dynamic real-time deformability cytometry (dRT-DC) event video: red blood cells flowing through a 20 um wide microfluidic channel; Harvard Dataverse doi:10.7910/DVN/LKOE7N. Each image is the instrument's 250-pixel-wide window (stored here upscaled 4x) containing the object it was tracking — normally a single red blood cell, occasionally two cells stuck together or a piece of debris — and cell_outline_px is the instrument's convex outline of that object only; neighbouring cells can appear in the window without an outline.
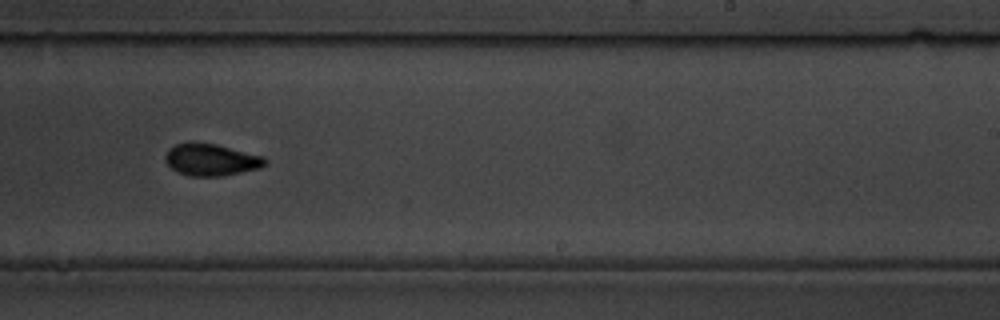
{"species": "common noctule bat (a hibernating species)", "species_latin": "Nyctalus noctula", "temperature_condition": "warm", "stored_images_in_passage": 53, "camera_frame_rate_fps": 3000, "um_per_image_px": 0.085, "animal": {"sex": "male", "body_mass_g": 19.5, "forearm_length_mm": 54.6}, "frame": {"image": 1, "passage_image": 31, "time_ms": 10.0, "image_size_px": [1000, 320], "cell_outline_px": [[268, 164], [260, 168], [224, 176], [188, 176], [176, 172], [164, 160], [164, 156], [168, 148], [176, 144], [188, 140], [216, 144], [264, 156], [268, 160]], "centroid_in_image_um": [17.93, 13.56], "position_along_channel_um": 271.1, "area_um2": 19.13}}
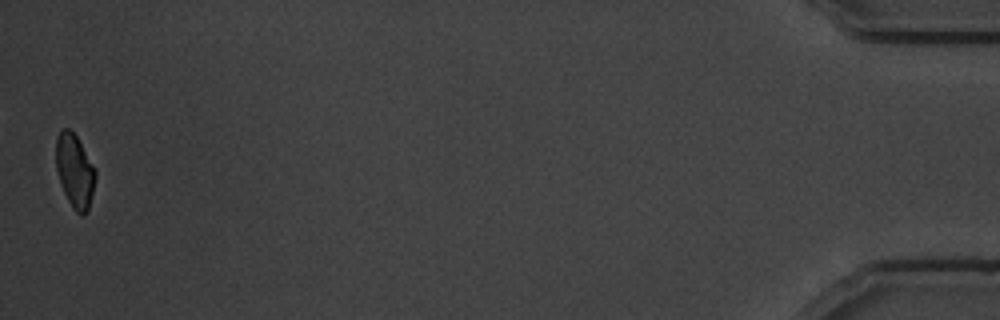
{"frame": {"image": 2, "passage_image": 53, "time_ms": 17.333, "image_size_px": [1000, 320], "cell_outline_px": [[96, 176], [88, 208], [84, 216], [80, 216], [72, 208], [64, 192], [56, 168], [56, 136], [64, 128], [68, 128], [76, 136], [96, 168]], "centroid_in_image_um": [6.36, 14.53], "position_along_channel_um": 428.8, "area_um2": 16.76}, "authors_computed_cell_mechanics": {"area_um2": 18.3226, "velocity_mm_per_s": 3.4524, "shape_relaxation_time_tau1_ms": 3.9701, "shape_relaxation_time_tau2_ms": 1.3464, "deformation_change_tau1": 0.1461, "deformation_change_tau2": 0.0645}}